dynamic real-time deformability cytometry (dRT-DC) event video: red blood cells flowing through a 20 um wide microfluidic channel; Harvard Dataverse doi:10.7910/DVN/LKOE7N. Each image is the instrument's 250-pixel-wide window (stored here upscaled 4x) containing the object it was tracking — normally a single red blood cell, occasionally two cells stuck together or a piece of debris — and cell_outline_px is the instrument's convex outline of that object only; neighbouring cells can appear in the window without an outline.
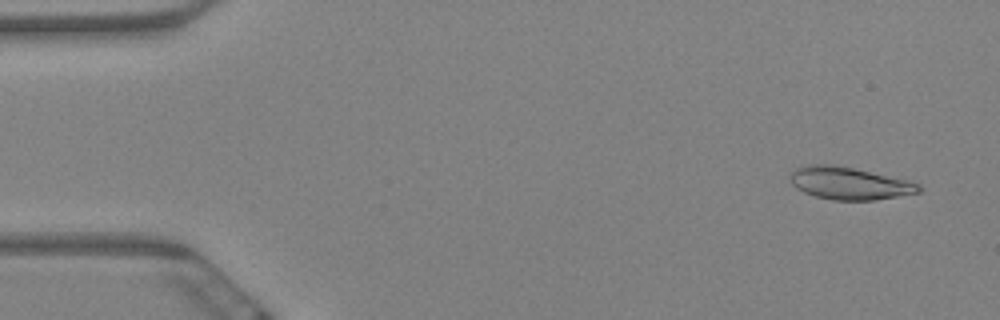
{"species": "Egyptian fruit bat (a non-hibernating species)", "species_latin": "Rousettus aegyptiacus", "temperature_condition": "warm", "stored_images_in_passage": 5, "camera_frame_rate_fps": 3000, "um_per_image_px": 0.085, "animal": {"sex": "female"}, "frame": {"image": 1, "passage_image": 1, "time_ms": 0.0, "image_size_px": [1000, 320], "cell_outline_px": [[924, 188], [920, 192], [876, 200], [832, 200], [816, 196], [804, 192], [796, 188], [792, 184], [788, 176], [796, 168], [808, 164], [832, 164], [852, 168], [904, 180], [920, 184]], "centroid_in_image_um": [72.15, 15.58], "position_along_channel_um": 12.8, "area_um2": 24.1}}
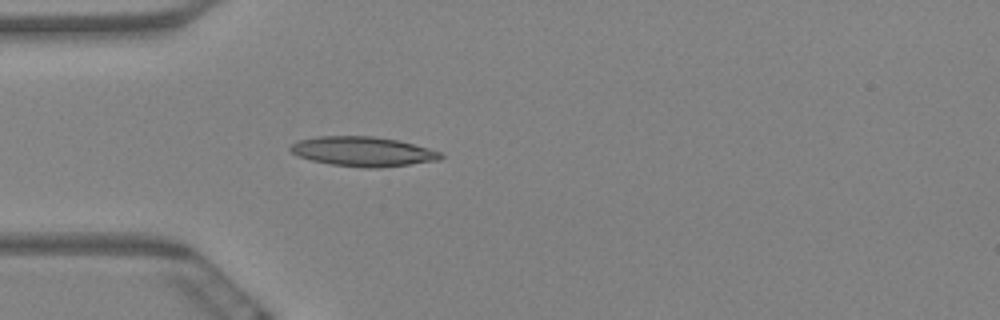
{"frame": {"image": 2, "passage_image": 5, "time_ms": 1.333, "image_size_px": [1000, 320], "cell_outline_px": [[444, 156], [436, 160], [380, 168], [364, 168], [332, 164], [312, 160], [300, 156], [292, 152], [288, 148], [296, 140], [316, 136], [372, 136], [396, 140], [428, 148], [440, 152]], "centroid_in_image_um": [30.8, 12.87], "position_along_channel_um": 54.2, "area_um2": 25.66}}